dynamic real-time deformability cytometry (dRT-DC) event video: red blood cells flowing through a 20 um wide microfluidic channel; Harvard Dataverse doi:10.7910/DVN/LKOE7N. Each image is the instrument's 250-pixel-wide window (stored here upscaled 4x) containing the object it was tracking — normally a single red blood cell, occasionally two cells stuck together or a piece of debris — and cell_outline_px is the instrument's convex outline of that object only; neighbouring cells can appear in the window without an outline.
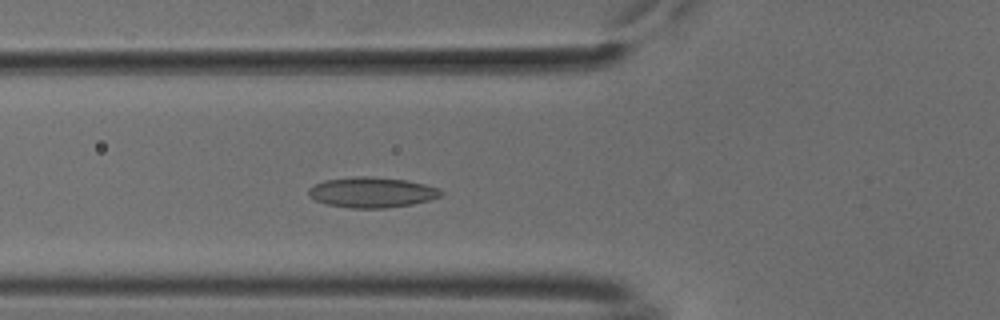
{"species": "common noctule bat (a hibernating species)", "species_latin": "Nyctalus noctula", "temperature_condition": "cold", "stored_images_in_passage": 41, "camera_frame_rate_fps": 3000, "um_per_image_px": 0.085, "animal": {"sex": "male", "body_mass_g": 18.8}, "frame": {"image": 1, "passage_image": 7, "time_ms": 2.0, "image_size_px": [1000, 320], "cell_outline_px": [[444, 192], [440, 196], [428, 200], [412, 204], [384, 208], [352, 208], [328, 204], [316, 200], [308, 196], [308, 188], [324, 180], [360, 176], [372, 176], [408, 180], [440, 188]], "centroid_in_image_um": [31.62, 16.34], "position_along_channel_um": 94.2, "area_um2": 23.41}}
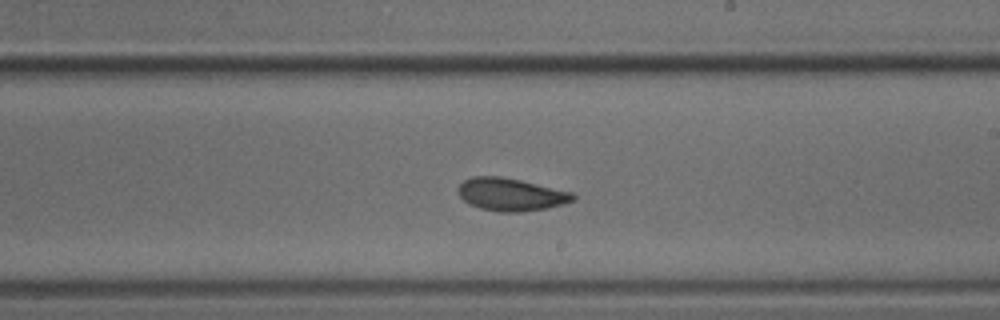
{"frame": {"image": 2, "passage_image": 19, "time_ms": 6.0, "image_size_px": [1000, 320], "cell_outline_px": [[576, 200], [564, 204], [548, 208], [516, 212], [496, 212], [480, 208], [464, 200], [460, 196], [456, 188], [464, 180], [472, 176], [500, 176], [520, 180], [572, 192], [576, 196]], "centroid_in_image_um": [43.43, 16.53], "position_along_channel_um": 245.6, "area_um2": 21.91}}
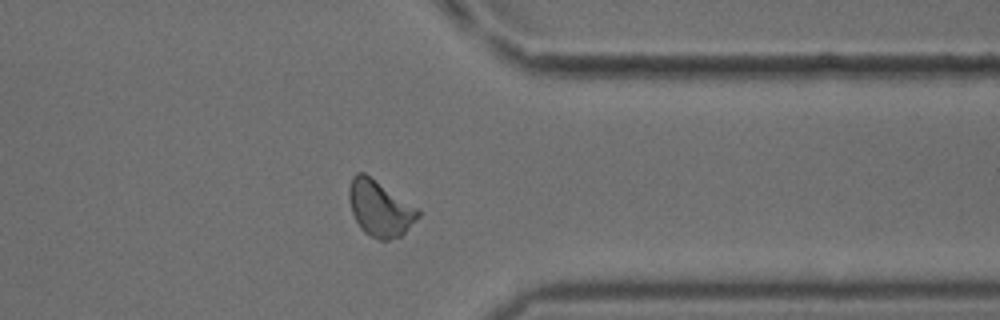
{"frame": {"image": 3, "passage_image": 30, "time_ms": 9.667, "image_size_px": [1000, 320], "cell_outline_px": [[420, 216], [400, 236], [388, 240], [380, 240], [364, 232], [360, 228], [352, 212], [348, 196], [348, 188], [352, 176], [356, 172], [364, 172], [420, 208]], "centroid_in_image_um": [32.29, 17.68], "position_along_channel_um": 379.1, "area_um2": 22.6}, "authors_computed_cell_mechanics": {"area_um2": 21.675, "velocity_mm_per_s": 3.7732, "shape_relaxation_time_tau1_ms": 4.7567, "shape_relaxation_time_tau2_ms": 1.9068, "deformation_change_tau1": 0.0939, "deformation_change_tau2": 0.0753}}